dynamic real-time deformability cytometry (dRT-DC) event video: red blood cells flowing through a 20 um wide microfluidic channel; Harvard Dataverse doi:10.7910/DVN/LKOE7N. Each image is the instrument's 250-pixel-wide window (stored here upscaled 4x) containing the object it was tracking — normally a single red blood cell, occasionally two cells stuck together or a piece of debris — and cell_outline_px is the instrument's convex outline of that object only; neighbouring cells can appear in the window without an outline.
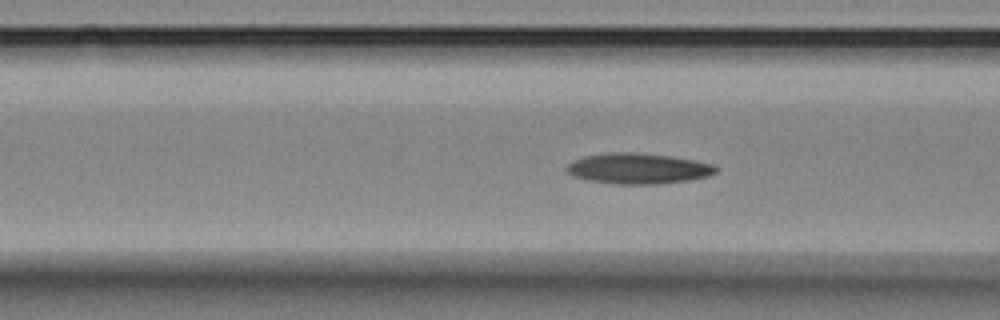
{"species": "Egyptian fruit bat (a non-hibernating species)", "species_latin": "Rousettus aegyptiacus", "temperature_condition": "room temperature", "stored_images_in_passage": 51, "camera_frame_rate_fps": 3000, "um_per_image_px": 0.085, "animal": {"sex": "female"}, "frame": {"image": 1, "passage_image": 15, "time_ms": 4.667, "image_size_px": [1000, 320], "cell_outline_px": [[720, 168], [716, 172], [708, 176], [692, 180], [656, 184], [616, 184], [588, 180], [572, 176], [564, 168], [572, 160], [584, 156], [612, 152], [632, 152], [668, 156], [692, 160], [712, 164]], "centroid_in_image_um": [54.22, 14.33], "position_along_channel_um": 112.4, "area_um2": 26.65}}
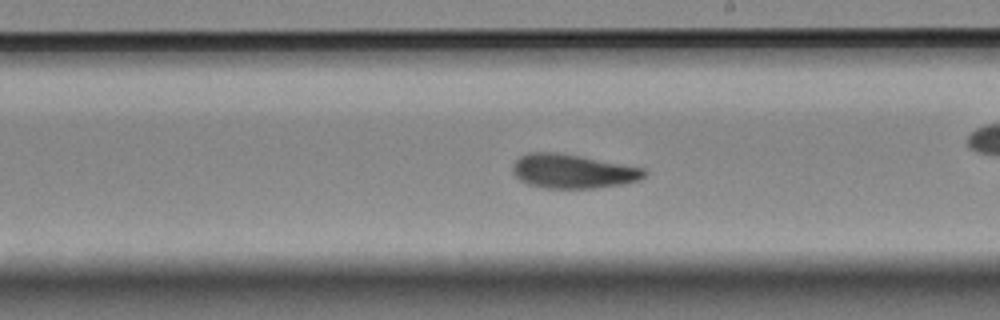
{"frame": {"image": 2, "passage_image": 26, "time_ms": 8.333, "image_size_px": [1000, 320], "cell_outline_px": [[648, 172], [640, 180], [624, 184], [596, 188], [544, 188], [528, 184], [520, 180], [512, 172], [512, 164], [520, 156], [528, 152], [556, 152], [580, 156], [644, 168]], "centroid_in_image_um": [48.67, 14.56], "position_along_channel_um": 240.3, "area_um2": 26.24}}
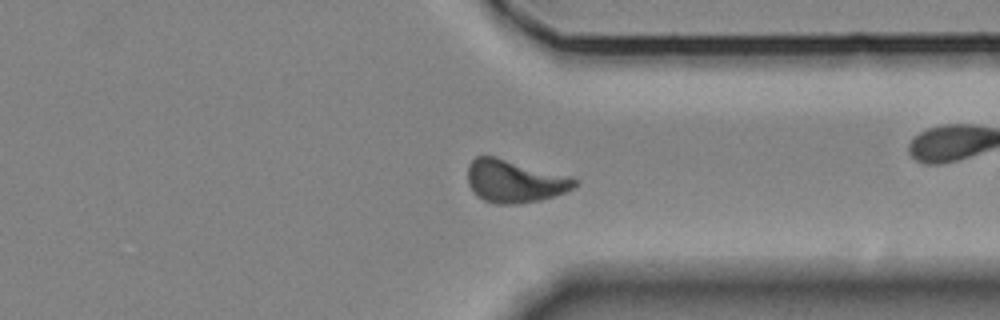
{"frame": {"image": 3, "passage_image": 37, "time_ms": 12.0, "image_size_px": [1000, 320], "cell_outline_px": [[576, 184], [572, 188], [564, 192], [540, 200], [516, 204], [496, 204], [484, 200], [476, 196], [468, 184], [468, 164], [476, 156], [496, 156], [572, 176], [576, 180]], "centroid_in_image_um": [43.71, 15.39], "position_along_channel_um": 367.7, "area_um2": 26.7}, "authors_computed_cell_mechanics": {"area_um2": 25.7788, "velocity_mm_per_s": 3.4888, "shape_relaxation_time_tau1_ms": 5.0091, "shape_relaxation_time_tau2_ms": 2.6801, "deformation_change_tau1": 0.1513, "deformation_change_tau2": 0.0896}}